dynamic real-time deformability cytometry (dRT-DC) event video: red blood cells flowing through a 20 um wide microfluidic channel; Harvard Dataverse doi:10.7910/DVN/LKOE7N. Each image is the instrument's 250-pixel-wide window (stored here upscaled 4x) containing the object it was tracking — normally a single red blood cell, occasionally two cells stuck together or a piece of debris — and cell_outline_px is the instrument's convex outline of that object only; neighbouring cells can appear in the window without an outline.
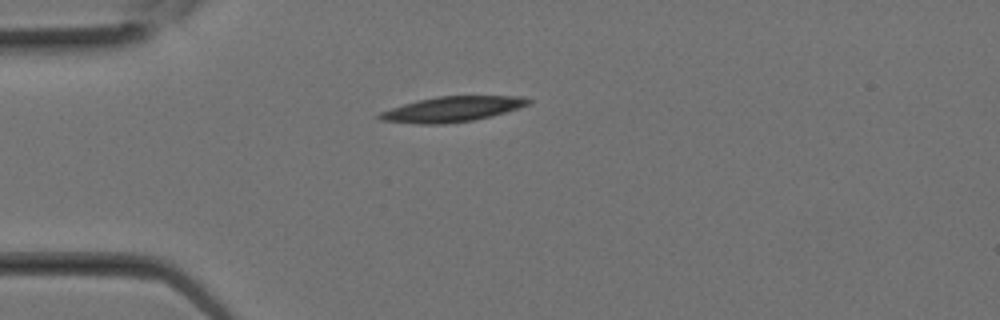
{"species": "Egyptian fruit bat (a non-hibernating species)", "species_latin": "Rousettus aegyptiacus", "temperature_condition": "room temperature", "stored_images_in_passage": 2, "camera_frame_rate_fps": 3000, "um_per_image_px": 0.085, "animal": {"sex": "female"}, "frame": {"image": 1, "passage_image": 1, "time_ms": 0.0, "image_size_px": [1000, 320], "cell_outline_px": [[532, 100], [528, 104], [492, 116], [472, 120], [444, 124], [416, 124], [380, 120], [376, 116], [380, 112], [404, 104], [420, 100], [440, 96], [524, 96]], "centroid_in_image_um": [38.41, 9.28], "position_along_channel_um": 46.6, "area_um2": 21.62}}